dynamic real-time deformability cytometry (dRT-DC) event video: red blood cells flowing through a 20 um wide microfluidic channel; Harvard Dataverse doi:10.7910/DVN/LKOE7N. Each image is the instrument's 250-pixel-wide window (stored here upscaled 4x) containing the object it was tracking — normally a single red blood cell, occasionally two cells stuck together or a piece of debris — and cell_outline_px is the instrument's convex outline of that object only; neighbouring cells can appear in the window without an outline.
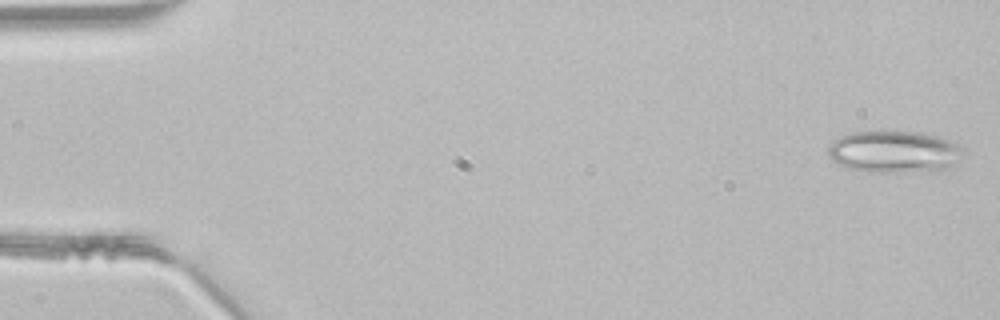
{"species": "common noctule bat (a hibernating species)", "species_latin": "Nyctalus noctula", "temperature_condition": "room temperature", "stored_images_in_passage": 47, "camera_frame_rate_fps": 3000, "um_per_image_px": 0.085, "animal": {"sex": "male", "body_mass_g": 21.5, "forearm_length_mm": 52.0}, "frame": {"image": 1, "passage_image": 1, "time_ms": 0.0, "image_size_px": [1000, 320], "cell_outline_px": [[964, 148], [956, 168], [888, 172], [864, 172], [848, 168], [832, 160], [828, 156], [828, 144], [832, 140], [840, 136], [852, 132], [920, 132], [936, 136], [948, 140]], "centroid_in_image_um": [75.99, 12.9], "position_along_channel_um": 9.0, "area_um2": 33.0}}
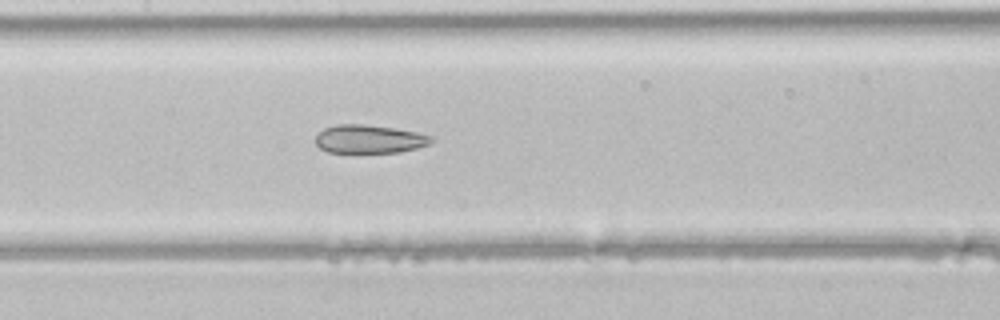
{"frame": {"image": 2, "passage_image": 22, "time_ms": 7.0, "image_size_px": [1000, 320], "cell_outline_px": [[436, 140], [428, 144], [416, 148], [400, 152], [352, 156], [328, 152], [320, 148], [316, 144], [316, 136], [324, 128], [336, 124], [364, 124], [396, 128], [416, 132], [432, 136]], "centroid_in_image_um": [31.36, 11.87], "position_along_channel_um": 176.0, "area_um2": 20.17}}
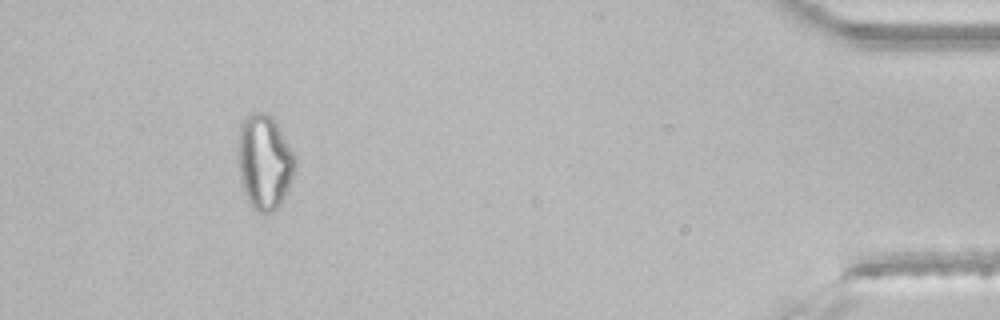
{"frame": {"image": 3, "passage_image": 43, "time_ms": 14.0, "image_size_px": [1000, 320], "cell_outline_px": [[296, 164], [288, 192], [280, 204], [272, 212], [256, 212], [248, 204], [240, 180], [236, 156], [236, 148], [240, 128], [244, 120], [252, 112], [260, 112], [272, 116], [296, 156]], "centroid_in_image_um": [22.45, 13.79], "position_along_channel_um": 412.7, "area_um2": 32.02}}